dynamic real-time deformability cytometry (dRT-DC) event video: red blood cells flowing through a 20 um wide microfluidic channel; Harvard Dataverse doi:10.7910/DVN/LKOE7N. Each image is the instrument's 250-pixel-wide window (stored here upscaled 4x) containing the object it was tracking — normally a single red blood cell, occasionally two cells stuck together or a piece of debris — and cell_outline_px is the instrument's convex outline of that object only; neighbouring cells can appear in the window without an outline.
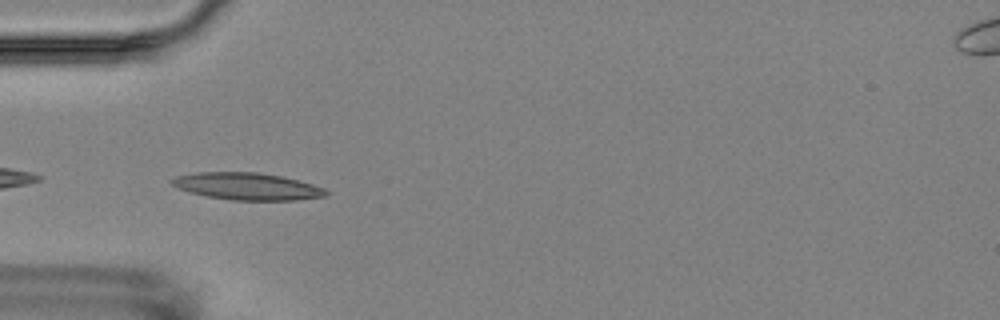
{"species": "Egyptian fruit bat (a non-hibernating species)", "species_latin": "Rousettus aegyptiacus", "temperature_condition": "room temperature", "stored_images_in_passage": 6, "camera_frame_rate_fps": 3000, "um_per_image_px": 0.085, "animal": {"sex": "female"}, "frame": {"image": 1, "passage_image": 5, "time_ms": 5.0, "image_size_px": [1000, 320], "cell_outline_px": [[328, 196], [296, 200], [232, 200], [208, 196], [188, 192], [176, 188], [168, 180], [176, 176], [196, 172], [256, 172], [280, 176], [312, 184], [324, 188], [328, 192]], "centroid_in_image_um": [20.97, 15.84], "position_along_channel_um": 64.0, "area_um2": 24.33}}